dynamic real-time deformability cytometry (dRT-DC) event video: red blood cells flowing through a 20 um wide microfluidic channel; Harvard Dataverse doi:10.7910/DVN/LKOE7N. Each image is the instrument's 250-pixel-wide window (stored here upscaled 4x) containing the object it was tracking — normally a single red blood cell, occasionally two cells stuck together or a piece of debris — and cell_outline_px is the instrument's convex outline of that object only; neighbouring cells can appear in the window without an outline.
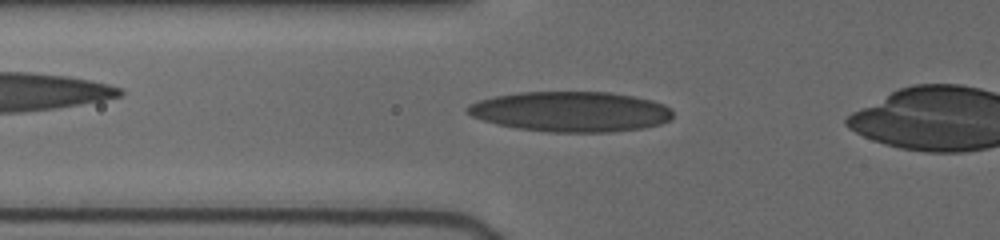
{"species": "human", "species_latin": "Homo sapiens", "temperature_condition": "cold", "stored_images_in_passage": 7, "camera_frame_rate_fps": 3000, "um_per_image_px": 0.085, "donor": {"sex": "female"}, "frame": {"image": 1, "passage_image": 3, "time_ms": 1.333, "image_size_px": [1000, 240], "cell_outline_px": [[672, 116], [668, 120], [660, 124], [640, 128], [612, 132], [548, 132], [516, 128], [496, 124], [472, 116], [464, 108], [468, 104], [480, 100], [496, 96], [520, 92], [612, 92], [652, 100], [664, 104], [672, 108]], "centroid_in_image_um": [48.52, 9.49], "position_along_channel_um": 77.3, "area_um2": 48.15}}
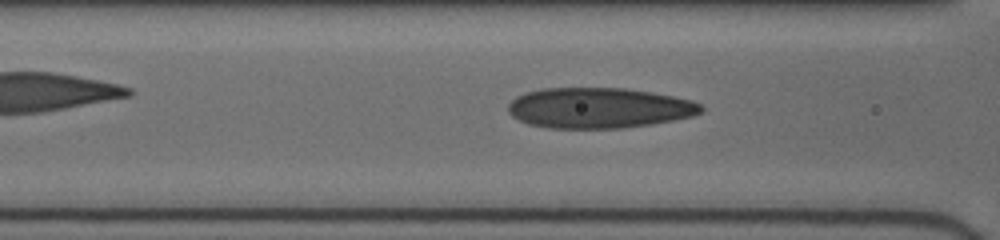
{"frame": {"image": 2, "passage_image": 5, "time_ms": 2.333, "image_size_px": [1000, 240], "cell_outline_px": [[704, 108], [700, 112], [692, 116], [652, 124], [620, 128], [548, 128], [528, 124], [512, 116], [508, 112], [508, 104], [516, 96], [524, 92], [544, 88], [624, 88], [652, 92], [692, 100], [700, 104]], "centroid_in_image_um": [50.88, 9.17], "position_along_channel_um": 115.7, "area_um2": 45.55}}
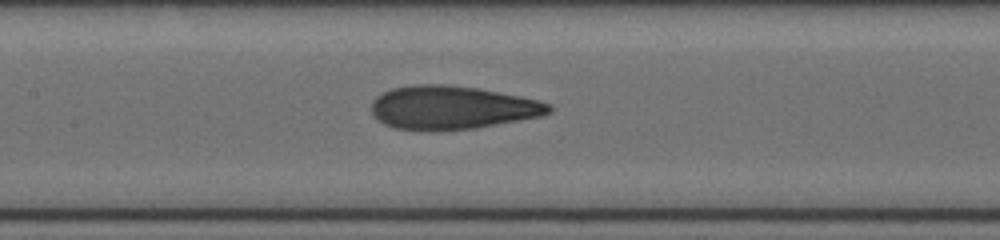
{"frame": {"image": 3, "passage_image": 7, "time_ms": 3.667, "image_size_px": [1000, 240], "cell_outline_px": [[552, 112], [540, 116], [476, 128], [436, 132], [432, 132], [396, 128], [384, 124], [372, 112], [372, 100], [376, 96], [392, 88], [412, 84], [444, 84], [480, 88], [540, 100], [548, 104], [552, 108]], "centroid_in_image_um": [38.41, 9.15], "position_along_channel_um": 169.0, "area_um2": 45.26}}